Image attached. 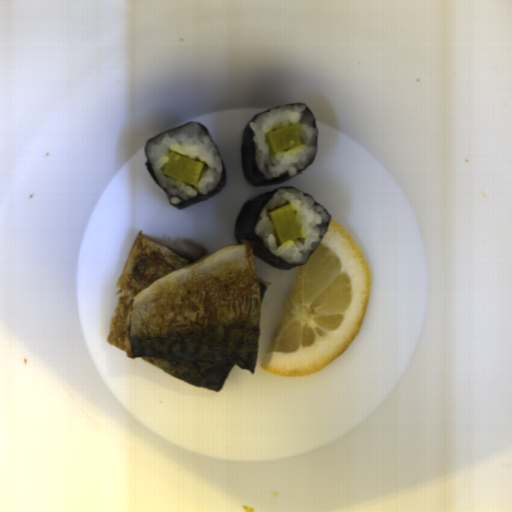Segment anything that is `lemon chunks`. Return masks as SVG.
Masks as SVG:
<instances>
[{
    "mask_svg": "<svg viewBox=\"0 0 512 512\" xmlns=\"http://www.w3.org/2000/svg\"><path fill=\"white\" fill-rule=\"evenodd\" d=\"M370 271L348 232L331 220L301 265L261 361L269 374L299 378L324 369L357 337Z\"/></svg>",
    "mask_w": 512,
    "mask_h": 512,
    "instance_id": "e0be4373",
    "label": "lemon chunks"
}]
</instances>
